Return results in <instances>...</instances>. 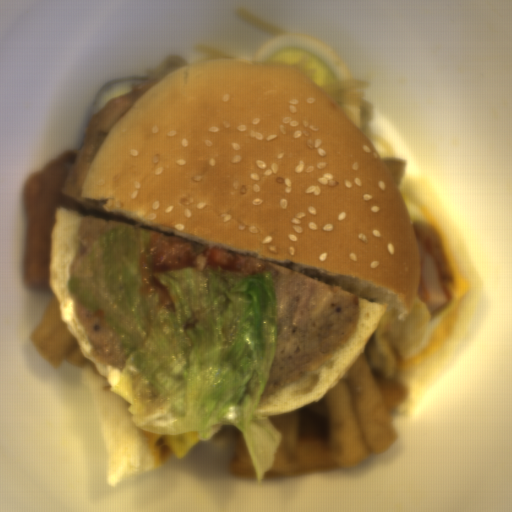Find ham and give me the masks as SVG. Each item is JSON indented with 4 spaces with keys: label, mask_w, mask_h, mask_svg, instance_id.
I'll return each instance as SVG.
<instances>
[{
    "label": "ham",
    "mask_w": 512,
    "mask_h": 512,
    "mask_svg": "<svg viewBox=\"0 0 512 512\" xmlns=\"http://www.w3.org/2000/svg\"><path fill=\"white\" fill-rule=\"evenodd\" d=\"M410 220L421 260V283L417 296L434 315L449 302L454 275L440 233L428 222Z\"/></svg>",
    "instance_id": "ham-1"
}]
</instances>
